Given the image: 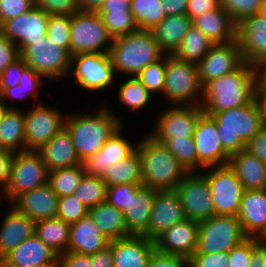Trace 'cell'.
I'll return each mask as SVG.
<instances>
[{
  "mask_svg": "<svg viewBox=\"0 0 266 267\" xmlns=\"http://www.w3.org/2000/svg\"><path fill=\"white\" fill-rule=\"evenodd\" d=\"M255 65L244 62L234 72L208 82L203 87L202 109L207 115L247 105L256 99Z\"/></svg>",
  "mask_w": 266,
  "mask_h": 267,
  "instance_id": "6da1fadb",
  "label": "cell"
},
{
  "mask_svg": "<svg viewBox=\"0 0 266 267\" xmlns=\"http://www.w3.org/2000/svg\"><path fill=\"white\" fill-rule=\"evenodd\" d=\"M101 107V108H100ZM94 113L68 114L65 128L70 133L75 152L82 162L96 154L123 121L108 106H100Z\"/></svg>",
  "mask_w": 266,
  "mask_h": 267,
  "instance_id": "7a4b0ae2",
  "label": "cell"
},
{
  "mask_svg": "<svg viewBox=\"0 0 266 267\" xmlns=\"http://www.w3.org/2000/svg\"><path fill=\"white\" fill-rule=\"evenodd\" d=\"M137 143L142 157V185L157 191L175 190L189 173L186 168L164 144L149 134Z\"/></svg>",
  "mask_w": 266,
  "mask_h": 267,
  "instance_id": "3957f363",
  "label": "cell"
},
{
  "mask_svg": "<svg viewBox=\"0 0 266 267\" xmlns=\"http://www.w3.org/2000/svg\"><path fill=\"white\" fill-rule=\"evenodd\" d=\"M109 55L115 72L136 77L147 65L159 60L164 53L151 30L138 29L114 38Z\"/></svg>",
  "mask_w": 266,
  "mask_h": 267,
  "instance_id": "277c9868",
  "label": "cell"
},
{
  "mask_svg": "<svg viewBox=\"0 0 266 267\" xmlns=\"http://www.w3.org/2000/svg\"><path fill=\"white\" fill-rule=\"evenodd\" d=\"M217 132L224 151L232 156L246 149V144L263 126L262 113L257 99L251 103L216 112Z\"/></svg>",
  "mask_w": 266,
  "mask_h": 267,
  "instance_id": "5b68a950",
  "label": "cell"
},
{
  "mask_svg": "<svg viewBox=\"0 0 266 267\" xmlns=\"http://www.w3.org/2000/svg\"><path fill=\"white\" fill-rule=\"evenodd\" d=\"M202 96L197 64L166 54L164 97L170 105H201Z\"/></svg>",
  "mask_w": 266,
  "mask_h": 267,
  "instance_id": "8992f818",
  "label": "cell"
},
{
  "mask_svg": "<svg viewBox=\"0 0 266 267\" xmlns=\"http://www.w3.org/2000/svg\"><path fill=\"white\" fill-rule=\"evenodd\" d=\"M246 238L238 216L214 215L199 222L195 253L229 252Z\"/></svg>",
  "mask_w": 266,
  "mask_h": 267,
  "instance_id": "52a82bcc",
  "label": "cell"
},
{
  "mask_svg": "<svg viewBox=\"0 0 266 267\" xmlns=\"http://www.w3.org/2000/svg\"><path fill=\"white\" fill-rule=\"evenodd\" d=\"M48 174L42 155L38 151L13 153L10 179L1 194L10 204L21 193L47 183Z\"/></svg>",
  "mask_w": 266,
  "mask_h": 267,
  "instance_id": "ba28073f",
  "label": "cell"
},
{
  "mask_svg": "<svg viewBox=\"0 0 266 267\" xmlns=\"http://www.w3.org/2000/svg\"><path fill=\"white\" fill-rule=\"evenodd\" d=\"M112 41L113 38L98 13L77 12L71 15L70 56L80 53H109Z\"/></svg>",
  "mask_w": 266,
  "mask_h": 267,
  "instance_id": "9c48e42d",
  "label": "cell"
},
{
  "mask_svg": "<svg viewBox=\"0 0 266 267\" xmlns=\"http://www.w3.org/2000/svg\"><path fill=\"white\" fill-rule=\"evenodd\" d=\"M20 56L26 65L44 76L47 80L58 81L69 76L70 53L45 36L29 45ZM68 74V75H67Z\"/></svg>",
  "mask_w": 266,
  "mask_h": 267,
  "instance_id": "30bf717a",
  "label": "cell"
},
{
  "mask_svg": "<svg viewBox=\"0 0 266 267\" xmlns=\"http://www.w3.org/2000/svg\"><path fill=\"white\" fill-rule=\"evenodd\" d=\"M205 169L215 215L238 216L245 189L234 170L229 164Z\"/></svg>",
  "mask_w": 266,
  "mask_h": 267,
  "instance_id": "8fae6325",
  "label": "cell"
},
{
  "mask_svg": "<svg viewBox=\"0 0 266 267\" xmlns=\"http://www.w3.org/2000/svg\"><path fill=\"white\" fill-rule=\"evenodd\" d=\"M115 74L109 53H80L71 56L69 75L75 77V84L86 91L108 89Z\"/></svg>",
  "mask_w": 266,
  "mask_h": 267,
  "instance_id": "7c38bea8",
  "label": "cell"
},
{
  "mask_svg": "<svg viewBox=\"0 0 266 267\" xmlns=\"http://www.w3.org/2000/svg\"><path fill=\"white\" fill-rule=\"evenodd\" d=\"M25 112L26 150H39L65 127V116L58 108L33 103Z\"/></svg>",
  "mask_w": 266,
  "mask_h": 267,
  "instance_id": "4fadbf2b",
  "label": "cell"
},
{
  "mask_svg": "<svg viewBox=\"0 0 266 267\" xmlns=\"http://www.w3.org/2000/svg\"><path fill=\"white\" fill-rule=\"evenodd\" d=\"M203 113L201 105H170L160 113L149 135L162 144L170 138L193 137Z\"/></svg>",
  "mask_w": 266,
  "mask_h": 267,
  "instance_id": "5bb4252c",
  "label": "cell"
},
{
  "mask_svg": "<svg viewBox=\"0 0 266 267\" xmlns=\"http://www.w3.org/2000/svg\"><path fill=\"white\" fill-rule=\"evenodd\" d=\"M175 191L187 219L200 222L215 215L209 184L201 171L189 172Z\"/></svg>",
  "mask_w": 266,
  "mask_h": 267,
  "instance_id": "9a60e30c",
  "label": "cell"
},
{
  "mask_svg": "<svg viewBox=\"0 0 266 267\" xmlns=\"http://www.w3.org/2000/svg\"><path fill=\"white\" fill-rule=\"evenodd\" d=\"M193 138L196 145L197 172L201 168L227 165L230 156L224 151L217 132L216 120L203 113L195 126Z\"/></svg>",
  "mask_w": 266,
  "mask_h": 267,
  "instance_id": "2e32d148",
  "label": "cell"
},
{
  "mask_svg": "<svg viewBox=\"0 0 266 267\" xmlns=\"http://www.w3.org/2000/svg\"><path fill=\"white\" fill-rule=\"evenodd\" d=\"M48 20L49 14L35 5L26 13L6 21L0 30L18 46L21 54L33 42L46 36Z\"/></svg>",
  "mask_w": 266,
  "mask_h": 267,
  "instance_id": "e0dca14e",
  "label": "cell"
},
{
  "mask_svg": "<svg viewBox=\"0 0 266 267\" xmlns=\"http://www.w3.org/2000/svg\"><path fill=\"white\" fill-rule=\"evenodd\" d=\"M244 63L237 39L214 44L197 64L199 79L204 87L208 82L237 70Z\"/></svg>",
  "mask_w": 266,
  "mask_h": 267,
  "instance_id": "ac0fdd59",
  "label": "cell"
},
{
  "mask_svg": "<svg viewBox=\"0 0 266 267\" xmlns=\"http://www.w3.org/2000/svg\"><path fill=\"white\" fill-rule=\"evenodd\" d=\"M244 62L256 65L266 58V14L259 12L242 19L236 28Z\"/></svg>",
  "mask_w": 266,
  "mask_h": 267,
  "instance_id": "d6986e66",
  "label": "cell"
},
{
  "mask_svg": "<svg viewBox=\"0 0 266 267\" xmlns=\"http://www.w3.org/2000/svg\"><path fill=\"white\" fill-rule=\"evenodd\" d=\"M185 219L180 198L175 190L156 191L148 228L142 236L154 241L171 226Z\"/></svg>",
  "mask_w": 266,
  "mask_h": 267,
  "instance_id": "ffe728a7",
  "label": "cell"
},
{
  "mask_svg": "<svg viewBox=\"0 0 266 267\" xmlns=\"http://www.w3.org/2000/svg\"><path fill=\"white\" fill-rule=\"evenodd\" d=\"M199 222L185 219L164 231L155 240V249L164 254L190 259L198 244Z\"/></svg>",
  "mask_w": 266,
  "mask_h": 267,
  "instance_id": "44dd1931",
  "label": "cell"
},
{
  "mask_svg": "<svg viewBox=\"0 0 266 267\" xmlns=\"http://www.w3.org/2000/svg\"><path fill=\"white\" fill-rule=\"evenodd\" d=\"M123 127L124 124L111 135L101 150L81 162L84 174L102 177L111 164L126 159L137 149L138 143L132 144L123 136Z\"/></svg>",
  "mask_w": 266,
  "mask_h": 267,
  "instance_id": "7402d4cb",
  "label": "cell"
},
{
  "mask_svg": "<svg viewBox=\"0 0 266 267\" xmlns=\"http://www.w3.org/2000/svg\"><path fill=\"white\" fill-rule=\"evenodd\" d=\"M58 196L49 183L18 195L9 205L34 222L56 218Z\"/></svg>",
  "mask_w": 266,
  "mask_h": 267,
  "instance_id": "603a6c76",
  "label": "cell"
},
{
  "mask_svg": "<svg viewBox=\"0 0 266 267\" xmlns=\"http://www.w3.org/2000/svg\"><path fill=\"white\" fill-rule=\"evenodd\" d=\"M46 265H60L59 256L35 234L23 240L0 261V267H43Z\"/></svg>",
  "mask_w": 266,
  "mask_h": 267,
  "instance_id": "cb8c5ba5",
  "label": "cell"
},
{
  "mask_svg": "<svg viewBox=\"0 0 266 267\" xmlns=\"http://www.w3.org/2000/svg\"><path fill=\"white\" fill-rule=\"evenodd\" d=\"M114 267H148L155 242L142 235H130L110 241Z\"/></svg>",
  "mask_w": 266,
  "mask_h": 267,
  "instance_id": "d4e9b609",
  "label": "cell"
},
{
  "mask_svg": "<svg viewBox=\"0 0 266 267\" xmlns=\"http://www.w3.org/2000/svg\"><path fill=\"white\" fill-rule=\"evenodd\" d=\"M110 240L103 235L88 213L78 222L70 224L67 251L82 255H92L109 246Z\"/></svg>",
  "mask_w": 266,
  "mask_h": 267,
  "instance_id": "484cf974",
  "label": "cell"
},
{
  "mask_svg": "<svg viewBox=\"0 0 266 267\" xmlns=\"http://www.w3.org/2000/svg\"><path fill=\"white\" fill-rule=\"evenodd\" d=\"M238 219L248 237H258L266 228V190H245Z\"/></svg>",
  "mask_w": 266,
  "mask_h": 267,
  "instance_id": "4316f807",
  "label": "cell"
},
{
  "mask_svg": "<svg viewBox=\"0 0 266 267\" xmlns=\"http://www.w3.org/2000/svg\"><path fill=\"white\" fill-rule=\"evenodd\" d=\"M8 209L0 226V261L35 231V222L31 218L12 205Z\"/></svg>",
  "mask_w": 266,
  "mask_h": 267,
  "instance_id": "83f0119b",
  "label": "cell"
},
{
  "mask_svg": "<svg viewBox=\"0 0 266 267\" xmlns=\"http://www.w3.org/2000/svg\"><path fill=\"white\" fill-rule=\"evenodd\" d=\"M37 151L42 155L48 172L81 164L65 127Z\"/></svg>",
  "mask_w": 266,
  "mask_h": 267,
  "instance_id": "f1b7e54d",
  "label": "cell"
},
{
  "mask_svg": "<svg viewBox=\"0 0 266 267\" xmlns=\"http://www.w3.org/2000/svg\"><path fill=\"white\" fill-rule=\"evenodd\" d=\"M156 191L141 185L136 194H131V200L123 211L130 235H143L147 231Z\"/></svg>",
  "mask_w": 266,
  "mask_h": 267,
  "instance_id": "f546056e",
  "label": "cell"
},
{
  "mask_svg": "<svg viewBox=\"0 0 266 267\" xmlns=\"http://www.w3.org/2000/svg\"><path fill=\"white\" fill-rule=\"evenodd\" d=\"M193 26L202 31L213 44L236 40L237 24L221 6L194 18Z\"/></svg>",
  "mask_w": 266,
  "mask_h": 267,
  "instance_id": "4dcf8cb0",
  "label": "cell"
},
{
  "mask_svg": "<svg viewBox=\"0 0 266 267\" xmlns=\"http://www.w3.org/2000/svg\"><path fill=\"white\" fill-rule=\"evenodd\" d=\"M192 26L193 20L187 14H182L166 16L151 31L160 50L164 54L173 55Z\"/></svg>",
  "mask_w": 266,
  "mask_h": 267,
  "instance_id": "1f68e13d",
  "label": "cell"
},
{
  "mask_svg": "<svg viewBox=\"0 0 266 267\" xmlns=\"http://www.w3.org/2000/svg\"><path fill=\"white\" fill-rule=\"evenodd\" d=\"M228 164L245 190L263 189L266 178L265 162L245 149L230 156Z\"/></svg>",
  "mask_w": 266,
  "mask_h": 267,
  "instance_id": "d6a6232c",
  "label": "cell"
},
{
  "mask_svg": "<svg viewBox=\"0 0 266 267\" xmlns=\"http://www.w3.org/2000/svg\"><path fill=\"white\" fill-rule=\"evenodd\" d=\"M25 112L9 109L0 122V148L13 153L26 151Z\"/></svg>",
  "mask_w": 266,
  "mask_h": 267,
  "instance_id": "836d02e7",
  "label": "cell"
},
{
  "mask_svg": "<svg viewBox=\"0 0 266 267\" xmlns=\"http://www.w3.org/2000/svg\"><path fill=\"white\" fill-rule=\"evenodd\" d=\"M89 214L110 241L130 236L124 221L123 211L104 201L91 209Z\"/></svg>",
  "mask_w": 266,
  "mask_h": 267,
  "instance_id": "e575fe53",
  "label": "cell"
},
{
  "mask_svg": "<svg viewBox=\"0 0 266 267\" xmlns=\"http://www.w3.org/2000/svg\"><path fill=\"white\" fill-rule=\"evenodd\" d=\"M70 224L60 218H49L35 222L34 234L59 257L67 252Z\"/></svg>",
  "mask_w": 266,
  "mask_h": 267,
  "instance_id": "d590c367",
  "label": "cell"
},
{
  "mask_svg": "<svg viewBox=\"0 0 266 267\" xmlns=\"http://www.w3.org/2000/svg\"><path fill=\"white\" fill-rule=\"evenodd\" d=\"M102 179L107 186L142 183V157L139 150L136 149L126 159L111 164Z\"/></svg>",
  "mask_w": 266,
  "mask_h": 267,
  "instance_id": "8d00e7d4",
  "label": "cell"
},
{
  "mask_svg": "<svg viewBox=\"0 0 266 267\" xmlns=\"http://www.w3.org/2000/svg\"><path fill=\"white\" fill-rule=\"evenodd\" d=\"M213 45L202 31L192 26L173 55L178 60L198 64Z\"/></svg>",
  "mask_w": 266,
  "mask_h": 267,
  "instance_id": "74e56055",
  "label": "cell"
},
{
  "mask_svg": "<svg viewBox=\"0 0 266 267\" xmlns=\"http://www.w3.org/2000/svg\"><path fill=\"white\" fill-rule=\"evenodd\" d=\"M47 80L44 76L26 66L23 69L22 77L18 85L11 88H0V98L7 105L8 98L19 99L21 102L26 97L38 96L43 81Z\"/></svg>",
  "mask_w": 266,
  "mask_h": 267,
  "instance_id": "f35d334b",
  "label": "cell"
},
{
  "mask_svg": "<svg viewBox=\"0 0 266 267\" xmlns=\"http://www.w3.org/2000/svg\"><path fill=\"white\" fill-rule=\"evenodd\" d=\"M130 5L138 29L152 30L166 17L161 0H131Z\"/></svg>",
  "mask_w": 266,
  "mask_h": 267,
  "instance_id": "ab89813d",
  "label": "cell"
},
{
  "mask_svg": "<svg viewBox=\"0 0 266 267\" xmlns=\"http://www.w3.org/2000/svg\"><path fill=\"white\" fill-rule=\"evenodd\" d=\"M84 175L82 163L49 171L48 183L58 197L74 194Z\"/></svg>",
  "mask_w": 266,
  "mask_h": 267,
  "instance_id": "60d3db41",
  "label": "cell"
},
{
  "mask_svg": "<svg viewBox=\"0 0 266 267\" xmlns=\"http://www.w3.org/2000/svg\"><path fill=\"white\" fill-rule=\"evenodd\" d=\"M74 194L85 207L91 209L107 201V184L100 176L84 174Z\"/></svg>",
  "mask_w": 266,
  "mask_h": 267,
  "instance_id": "b9f144b4",
  "label": "cell"
},
{
  "mask_svg": "<svg viewBox=\"0 0 266 267\" xmlns=\"http://www.w3.org/2000/svg\"><path fill=\"white\" fill-rule=\"evenodd\" d=\"M118 98L131 111H138L149 104L152 95L137 77H127L118 90Z\"/></svg>",
  "mask_w": 266,
  "mask_h": 267,
  "instance_id": "7bdbcfd3",
  "label": "cell"
},
{
  "mask_svg": "<svg viewBox=\"0 0 266 267\" xmlns=\"http://www.w3.org/2000/svg\"><path fill=\"white\" fill-rule=\"evenodd\" d=\"M98 14L113 39L138 30L131 11H99Z\"/></svg>",
  "mask_w": 266,
  "mask_h": 267,
  "instance_id": "ee69618b",
  "label": "cell"
},
{
  "mask_svg": "<svg viewBox=\"0 0 266 267\" xmlns=\"http://www.w3.org/2000/svg\"><path fill=\"white\" fill-rule=\"evenodd\" d=\"M164 145L188 172H197L196 145L193 137L170 138Z\"/></svg>",
  "mask_w": 266,
  "mask_h": 267,
  "instance_id": "f6af8a7d",
  "label": "cell"
},
{
  "mask_svg": "<svg viewBox=\"0 0 266 267\" xmlns=\"http://www.w3.org/2000/svg\"><path fill=\"white\" fill-rule=\"evenodd\" d=\"M166 54L159 60L147 65L136 77L149 90V93H161L164 96Z\"/></svg>",
  "mask_w": 266,
  "mask_h": 267,
  "instance_id": "bcb514c9",
  "label": "cell"
},
{
  "mask_svg": "<svg viewBox=\"0 0 266 267\" xmlns=\"http://www.w3.org/2000/svg\"><path fill=\"white\" fill-rule=\"evenodd\" d=\"M88 213L89 209L80 202L75 194L58 198L57 218H60L65 223H76Z\"/></svg>",
  "mask_w": 266,
  "mask_h": 267,
  "instance_id": "7dc6e473",
  "label": "cell"
},
{
  "mask_svg": "<svg viewBox=\"0 0 266 267\" xmlns=\"http://www.w3.org/2000/svg\"><path fill=\"white\" fill-rule=\"evenodd\" d=\"M70 25L71 16L67 15H49L46 36L60 43V47L70 53Z\"/></svg>",
  "mask_w": 266,
  "mask_h": 267,
  "instance_id": "c3c4849f",
  "label": "cell"
},
{
  "mask_svg": "<svg viewBox=\"0 0 266 267\" xmlns=\"http://www.w3.org/2000/svg\"><path fill=\"white\" fill-rule=\"evenodd\" d=\"M220 6L238 24L242 19L261 12L263 0H220Z\"/></svg>",
  "mask_w": 266,
  "mask_h": 267,
  "instance_id": "681fc988",
  "label": "cell"
},
{
  "mask_svg": "<svg viewBox=\"0 0 266 267\" xmlns=\"http://www.w3.org/2000/svg\"><path fill=\"white\" fill-rule=\"evenodd\" d=\"M142 183H126L114 186H107V201L120 211H124L131 200V194H136V190Z\"/></svg>",
  "mask_w": 266,
  "mask_h": 267,
  "instance_id": "f907efd6",
  "label": "cell"
},
{
  "mask_svg": "<svg viewBox=\"0 0 266 267\" xmlns=\"http://www.w3.org/2000/svg\"><path fill=\"white\" fill-rule=\"evenodd\" d=\"M257 237H248L228 252V267H251L252 249L258 244Z\"/></svg>",
  "mask_w": 266,
  "mask_h": 267,
  "instance_id": "816d5d0a",
  "label": "cell"
},
{
  "mask_svg": "<svg viewBox=\"0 0 266 267\" xmlns=\"http://www.w3.org/2000/svg\"><path fill=\"white\" fill-rule=\"evenodd\" d=\"M35 5L49 15L71 16L79 12L78 0H35Z\"/></svg>",
  "mask_w": 266,
  "mask_h": 267,
  "instance_id": "f5cc1de1",
  "label": "cell"
},
{
  "mask_svg": "<svg viewBox=\"0 0 266 267\" xmlns=\"http://www.w3.org/2000/svg\"><path fill=\"white\" fill-rule=\"evenodd\" d=\"M35 6V0H0V27Z\"/></svg>",
  "mask_w": 266,
  "mask_h": 267,
  "instance_id": "db71d44e",
  "label": "cell"
},
{
  "mask_svg": "<svg viewBox=\"0 0 266 267\" xmlns=\"http://www.w3.org/2000/svg\"><path fill=\"white\" fill-rule=\"evenodd\" d=\"M228 252L194 253L189 259L192 267H228Z\"/></svg>",
  "mask_w": 266,
  "mask_h": 267,
  "instance_id": "11a10c76",
  "label": "cell"
},
{
  "mask_svg": "<svg viewBox=\"0 0 266 267\" xmlns=\"http://www.w3.org/2000/svg\"><path fill=\"white\" fill-rule=\"evenodd\" d=\"M26 62L19 56L0 74V88H11L19 84Z\"/></svg>",
  "mask_w": 266,
  "mask_h": 267,
  "instance_id": "9f6ffc18",
  "label": "cell"
},
{
  "mask_svg": "<svg viewBox=\"0 0 266 267\" xmlns=\"http://www.w3.org/2000/svg\"><path fill=\"white\" fill-rule=\"evenodd\" d=\"M189 264V259L185 257L164 254L155 249L149 260L148 267H187Z\"/></svg>",
  "mask_w": 266,
  "mask_h": 267,
  "instance_id": "6f0895ef",
  "label": "cell"
},
{
  "mask_svg": "<svg viewBox=\"0 0 266 267\" xmlns=\"http://www.w3.org/2000/svg\"><path fill=\"white\" fill-rule=\"evenodd\" d=\"M19 56L18 46L0 30V74Z\"/></svg>",
  "mask_w": 266,
  "mask_h": 267,
  "instance_id": "680465c9",
  "label": "cell"
},
{
  "mask_svg": "<svg viewBox=\"0 0 266 267\" xmlns=\"http://www.w3.org/2000/svg\"><path fill=\"white\" fill-rule=\"evenodd\" d=\"M246 150L266 163V127L262 126L259 131L246 144Z\"/></svg>",
  "mask_w": 266,
  "mask_h": 267,
  "instance_id": "91938a15",
  "label": "cell"
},
{
  "mask_svg": "<svg viewBox=\"0 0 266 267\" xmlns=\"http://www.w3.org/2000/svg\"><path fill=\"white\" fill-rule=\"evenodd\" d=\"M220 6V0H188L186 14L193 20L205 12L215 10Z\"/></svg>",
  "mask_w": 266,
  "mask_h": 267,
  "instance_id": "94428289",
  "label": "cell"
},
{
  "mask_svg": "<svg viewBox=\"0 0 266 267\" xmlns=\"http://www.w3.org/2000/svg\"><path fill=\"white\" fill-rule=\"evenodd\" d=\"M60 267H91L90 255L67 251L59 257Z\"/></svg>",
  "mask_w": 266,
  "mask_h": 267,
  "instance_id": "6125c7cd",
  "label": "cell"
},
{
  "mask_svg": "<svg viewBox=\"0 0 266 267\" xmlns=\"http://www.w3.org/2000/svg\"><path fill=\"white\" fill-rule=\"evenodd\" d=\"M13 152L0 148V189L3 190L10 179Z\"/></svg>",
  "mask_w": 266,
  "mask_h": 267,
  "instance_id": "be15d7a7",
  "label": "cell"
},
{
  "mask_svg": "<svg viewBox=\"0 0 266 267\" xmlns=\"http://www.w3.org/2000/svg\"><path fill=\"white\" fill-rule=\"evenodd\" d=\"M90 258L91 267H114L112 248L110 246L90 255Z\"/></svg>",
  "mask_w": 266,
  "mask_h": 267,
  "instance_id": "e7e4bbea",
  "label": "cell"
},
{
  "mask_svg": "<svg viewBox=\"0 0 266 267\" xmlns=\"http://www.w3.org/2000/svg\"><path fill=\"white\" fill-rule=\"evenodd\" d=\"M166 16L186 14L188 0H161Z\"/></svg>",
  "mask_w": 266,
  "mask_h": 267,
  "instance_id": "03108f58",
  "label": "cell"
},
{
  "mask_svg": "<svg viewBox=\"0 0 266 267\" xmlns=\"http://www.w3.org/2000/svg\"><path fill=\"white\" fill-rule=\"evenodd\" d=\"M131 0H104L99 11H130Z\"/></svg>",
  "mask_w": 266,
  "mask_h": 267,
  "instance_id": "003e7915",
  "label": "cell"
},
{
  "mask_svg": "<svg viewBox=\"0 0 266 267\" xmlns=\"http://www.w3.org/2000/svg\"><path fill=\"white\" fill-rule=\"evenodd\" d=\"M251 267H266V246L258 243L252 249Z\"/></svg>",
  "mask_w": 266,
  "mask_h": 267,
  "instance_id": "a7ac6f4b",
  "label": "cell"
},
{
  "mask_svg": "<svg viewBox=\"0 0 266 267\" xmlns=\"http://www.w3.org/2000/svg\"><path fill=\"white\" fill-rule=\"evenodd\" d=\"M104 0H78L79 12L98 13Z\"/></svg>",
  "mask_w": 266,
  "mask_h": 267,
  "instance_id": "89a4df30",
  "label": "cell"
},
{
  "mask_svg": "<svg viewBox=\"0 0 266 267\" xmlns=\"http://www.w3.org/2000/svg\"><path fill=\"white\" fill-rule=\"evenodd\" d=\"M255 72L257 76L256 94H266V64H256Z\"/></svg>",
  "mask_w": 266,
  "mask_h": 267,
  "instance_id": "2644e50d",
  "label": "cell"
},
{
  "mask_svg": "<svg viewBox=\"0 0 266 267\" xmlns=\"http://www.w3.org/2000/svg\"><path fill=\"white\" fill-rule=\"evenodd\" d=\"M256 99L261 109L263 126L266 127V94H256Z\"/></svg>",
  "mask_w": 266,
  "mask_h": 267,
  "instance_id": "8c879c8a",
  "label": "cell"
},
{
  "mask_svg": "<svg viewBox=\"0 0 266 267\" xmlns=\"http://www.w3.org/2000/svg\"><path fill=\"white\" fill-rule=\"evenodd\" d=\"M9 109H17V107L13 105H6L0 98V122Z\"/></svg>",
  "mask_w": 266,
  "mask_h": 267,
  "instance_id": "753ad0ef",
  "label": "cell"
},
{
  "mask_svg": "<svg viewBox=\"0 0 266 267\" xmlns=\"http://www.w3.org/2000/svg\"><path fill=\"white\" fill-rule=\"evenodd\" d=\"M257 239L261 245L266 246V228L259 234Z\"/></svg>",
  "mask_w": 266,
  "mask_h": 267,
  "instance_id": "34e18365",
  "label": "cell"
},
{
  "mask_svg": "<svg viewBox=\"0 0 266 267\" xmlns=\"http://www.w3.org/2000/svg\"><path fill=\"white\" fill-rule=\"evenodd\" d=\"M261 12L266 14V0H263V7H262Z\"/></svg>",
  "mask_w": 266,
  "mask_h": 267,
  "instance_id": "11e5206c",
  "label": "cell"
},
{
  "mask_svg": "<svg viewBox=\"0 0 266 267\" xmlns=\"http://www.w3.org/2000/svg\"><path fill=\"white\" fill-rule=\"evenodd\" d=\"M43 267H60V265H46V266H43Z\"/></svg>",
  "mask_w": 266,
  "mask_h": 267,
  "instance_id": "2a66077c",
  "label": "cell"
},
{
  "mask_svg": "<svg viewBox=\"0 0 266 267\" xmlns=\"http://www.w3.org/2000/svg\"><path fill=\"white\" fill-rule=\"evenodd\" d=\"M258 64H266V58L261 63Z\"/></svg>",
  "mask_w": 266,
  "mask_h": 267,
  "instance_id": "b9fcfbb0",
  "label": "cell"
},
{
  "mask_svg": "<svg viewBox=\"0 0 266 267\" xmlns=\"http://www.w3.org/2000/svg\"><path fill=\"white\" fill-rule=\"evenodd\" d=\"M263 189L266 190V178H265V183H264Z\"/></svg>",
  "mask_w": 266,
  "mask_h": 267,
  "instance_id": "09005b40",
  "label": "cell"
}]
</instances>
